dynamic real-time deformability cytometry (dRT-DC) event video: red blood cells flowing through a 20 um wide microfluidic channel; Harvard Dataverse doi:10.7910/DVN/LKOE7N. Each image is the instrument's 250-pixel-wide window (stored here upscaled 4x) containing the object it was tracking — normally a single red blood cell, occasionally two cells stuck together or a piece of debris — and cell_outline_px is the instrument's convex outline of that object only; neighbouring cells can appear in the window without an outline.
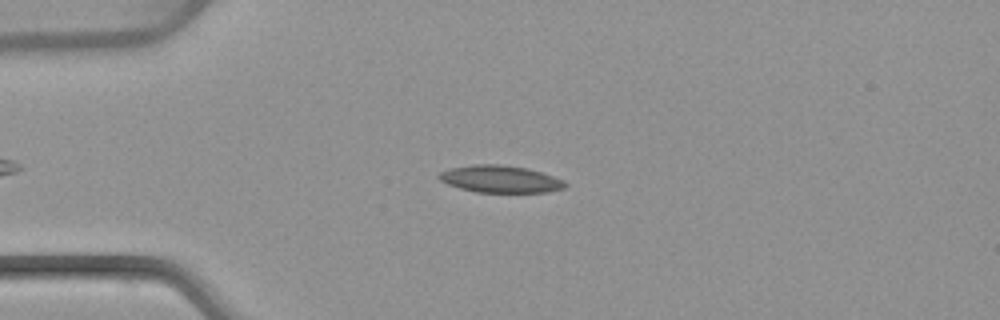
{"species": "common noctule bat (a hibernating species)", "species_latin": "Nyctalus noctula", "temperature_condition": "warm", "stored_images_in_passage": 2, "camera_frame_rate_fps": 3000, "um_per_image_px": 0.085, "animal": {"sex": "female", "body_mass_g": 22.7, "forearm_length_mm": 54.2}, "frame": {"image": 1, "passage_image": 2, "time_ms": 1.333, "image_size_px": [1000, 320], "cell_outline_px": [[568, 184], [564, 188], [548, 192], [476, 192], [460, 188], [448, 184], [440, 180], [436, 176], [440, 172], [448, 168], [472, 164], [500, 164], [528, 168], [564, 180]], "centroid_in_image_um": [42.5, 15.21], "position_along_channel_um": 42.5, "area_um2": 20.06}}